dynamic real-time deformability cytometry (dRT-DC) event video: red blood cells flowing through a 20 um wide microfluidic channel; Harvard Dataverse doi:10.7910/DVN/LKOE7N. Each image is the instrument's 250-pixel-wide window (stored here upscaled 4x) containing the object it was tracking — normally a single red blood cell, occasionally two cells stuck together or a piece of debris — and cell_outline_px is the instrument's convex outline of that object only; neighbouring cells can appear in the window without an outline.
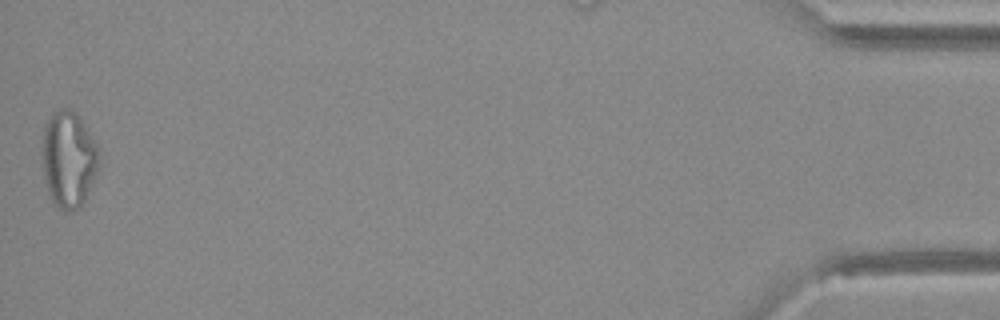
{"species": "Egyptian fruit bat (a non-hibernating species)", "species_latin": "Rousettus aegyptiacus", "temperature_condition": "warm", "stored_images_in_passage": 48, "camera_frame_rate_fps": 3000, "um_per_image_px": 0.085, "animal": {"sex": "female"}, "frame": {"image": 1, "passage_image": 48, "time_ms": 15.667, "image_size_px": [1000, 320], "cell_outline_px": [[100, 168], [84, 200], [76, 208], [68, 212], [52, 204], [44, 180], [44, 124], [52, 112], [60, 108], [72, 108], [96, 144]], "centroid_in_image_um": [5.83, 13.55], "position_along_channel_um": 429.4, "area_um2": 31.44}}